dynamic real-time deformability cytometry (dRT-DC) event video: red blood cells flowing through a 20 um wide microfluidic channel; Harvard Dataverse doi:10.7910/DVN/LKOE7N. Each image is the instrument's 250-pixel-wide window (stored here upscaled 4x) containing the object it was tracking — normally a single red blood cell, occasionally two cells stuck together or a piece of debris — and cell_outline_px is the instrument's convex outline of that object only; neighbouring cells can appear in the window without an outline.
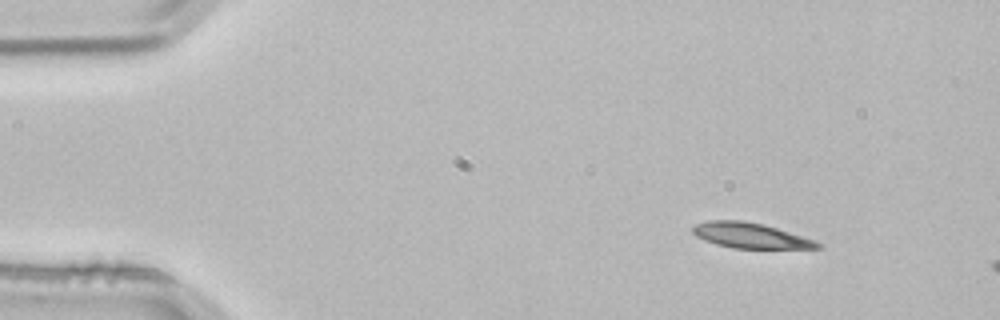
{"species": "common noctule bat (a hibernating species)", "species_latin": "Nyctalus noctula", "temperature_condition": "room temperature", "stored_images_in_passage": 3, "camera_frame_rate_fps": 3000, "um_per_image_px": 0.085, "animal": {"sex": "male", "body_mass_g": 21.5, "forearm_length_mm": 52.0}, "frame": {"image": 1, "passage_image": 1, "time_ms": 0.0, "image_size_px": [1000, 320], "cell_outline_px": [[824, 248], [732, 248], [716, 244], [704, 240], [696, 236], [692, 232], [692, 228], [696, 224], [708, 220], [744, 220], [764, 224], [816, 240], [824, 244]], "centroid_in_image_um": [63.81, 20.01], "position_along_channel_um": 21.2, "area_um2": 18.55}}